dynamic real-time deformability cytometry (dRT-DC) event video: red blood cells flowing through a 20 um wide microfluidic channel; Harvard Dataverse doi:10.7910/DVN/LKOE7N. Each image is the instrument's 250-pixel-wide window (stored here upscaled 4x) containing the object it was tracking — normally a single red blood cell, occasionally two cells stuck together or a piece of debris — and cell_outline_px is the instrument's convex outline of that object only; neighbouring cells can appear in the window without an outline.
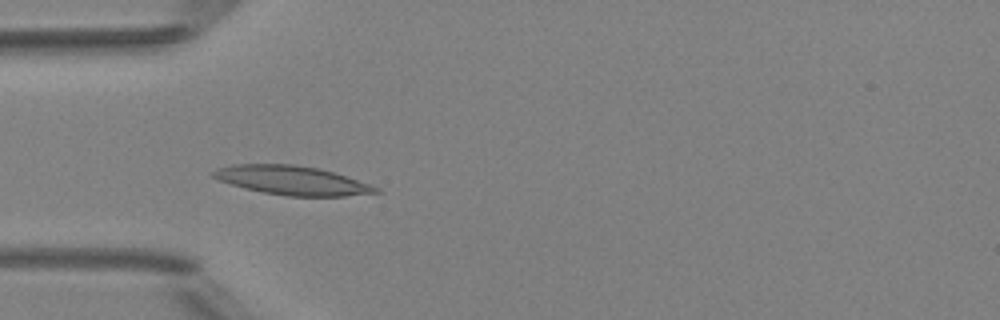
{"species": "Egyptian fruit bat (a non-hibernating species)", "species_latin": "Rousettus aegyptiacus", "temperature_condition": "room temperature", "stored_images_in_passage": 4, "camera_frame_rate_fps": 3000, "um_per_image_px": 0.085, "animal": {"sex": "female"}, "frame": {"image": 1, "passage_image": 3, "time_ms": 2.333, "image_size_px": [1000, 320], "cell_outline_px": [[380, 192], [344, 196], [288, 196], [264, 192], [244, 188], [220, 180], [212, 176], [208, 172], [216, 168], [232, 164], [292, 164], [320, 168], [380, 188]], "centroid_in_image_um": [24.76, 15.32], "position_along_channel_um": 60.2, "area_um2": 27.22}}
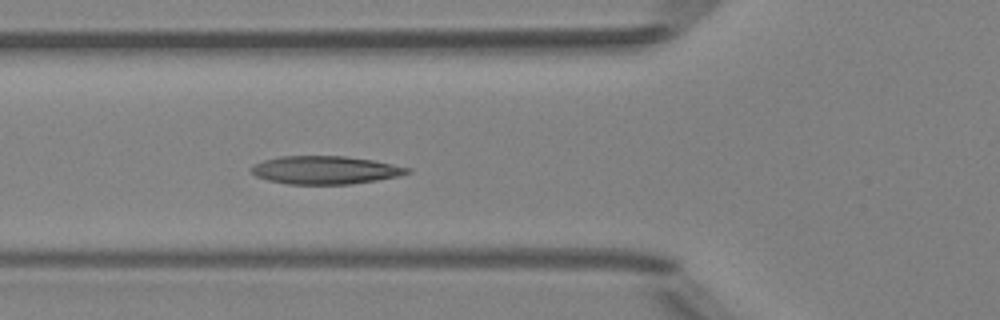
{"frame": {"image": 2, "passage_image": 4, "time_ms": 3.333, "image_size_px": [1000, 320], "cell_outline_px": [[412, 172], [396, 176], [376, 180], [352, 184], [288, 184], [268, 180], [256, 176], [248, 168], [252, 164], [264, 160], [280, 156], [348, 156], [372, 160], [412, 168]], "centroid_in_image_um": [27.62, 14.45], "position_along_channel_um": 98.2, "area_um2": 25.61}}